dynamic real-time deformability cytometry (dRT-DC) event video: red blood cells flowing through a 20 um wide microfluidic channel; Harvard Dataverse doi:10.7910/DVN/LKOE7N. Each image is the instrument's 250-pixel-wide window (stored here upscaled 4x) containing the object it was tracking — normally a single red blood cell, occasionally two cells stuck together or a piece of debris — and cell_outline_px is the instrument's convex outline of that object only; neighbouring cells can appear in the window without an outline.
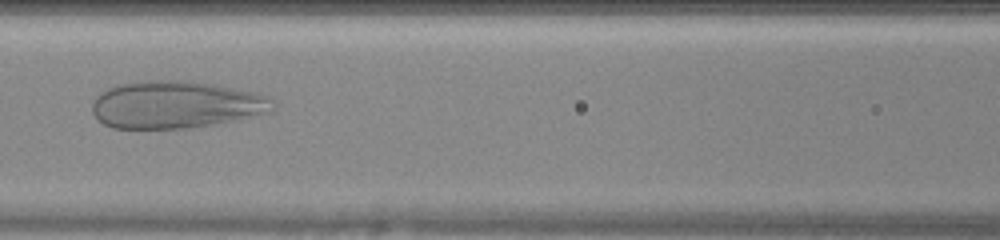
{"species": "human", "species_latin": "Homo sapiens", "temperature_condition": "warm", "stored_images_in_passage": 47, "camera_frame_rate_fps": 3000, "um_per_image_px": 0.085, "donor": {"sex": "female"}, "frame": {"image": 1, "passage_image": 22, "time_ms": 7.0, "image_size_px": [1000, 240], "cell_outline_px": [[276, 108], [272, 112], [216, 124], [192, 128], [112, 128], [96, 120], [92, 112], [92, 104], [96, 96], [104, 88], [116, 84], [144, 80], [192, 80], [216, 84], [252, 92], [268, 96], [276, 104]], "centroid_in_image_um": [14.93, 8.88], "position_along_channel_um": 151.7, "area_um2": 50.69}}
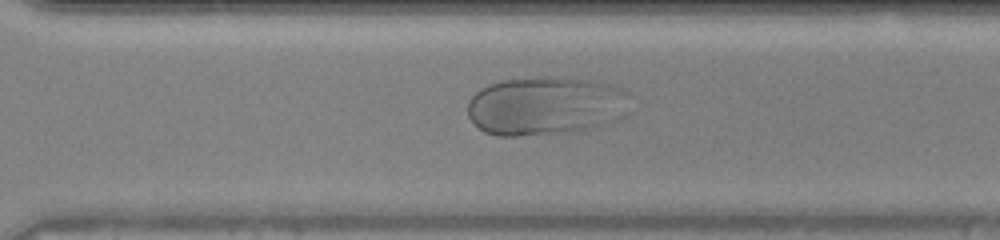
{"frame": {"image": 2, "passage_image": 34, "time_ms": 11.0, "image_size_px": [1000, 240], "cell_outline_px": [[632, 96], [628, 116], [620, 120], [588, 128], [568, 132], [516, 136], [500, 136], [484, 132], [468, 116], [468, 100], [480, 88], [488, 84], [504, 80], [540, 76], [544, 76], [588, 80], [608, 84], [620, 88], [628, 92]], "centroid_in_image_um": [46.43, 8.99], "position_along_channel_um": 324.2, "area_um2": 56.12}}
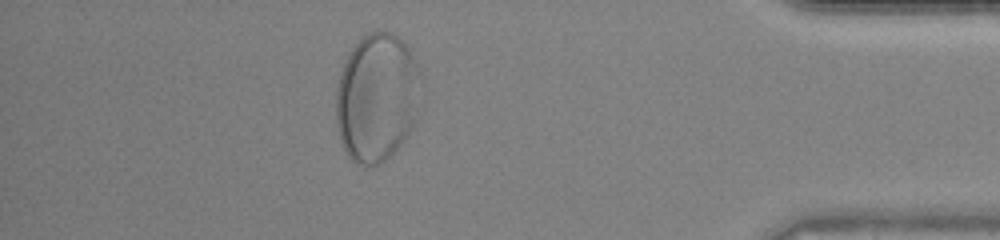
{"frame": {"image": 3, "passage_image": 42, "time_ms": 13.667, "image_size_px": [1000, 240], "cell_outline_px": [[424, 84], [420, 108], [416, 120], [408, 136], [380, 164], [372, 168], [364, 168], [356, 164], [348, 156], [340, 140], [336, 124], [336, 88], [340, 72], [352, 48], [368, 32], [392, 32], [412, 52], [424, 80]], "centroid_in_image_um": [32.08, 8.33], "position_along_channel_um": 403.1, "area_um2": 64.85}}